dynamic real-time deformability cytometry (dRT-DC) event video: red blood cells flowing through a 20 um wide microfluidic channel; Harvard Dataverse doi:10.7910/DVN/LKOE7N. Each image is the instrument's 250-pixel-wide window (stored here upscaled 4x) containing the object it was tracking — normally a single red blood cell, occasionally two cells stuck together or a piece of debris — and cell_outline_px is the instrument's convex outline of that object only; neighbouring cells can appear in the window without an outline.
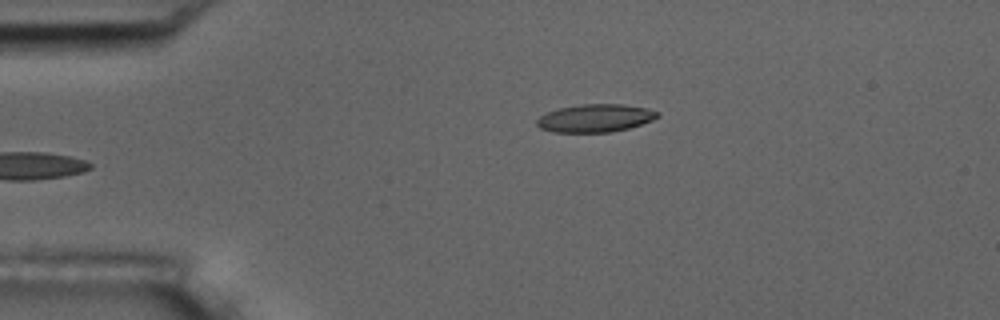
{"species": "common noctule bat (a hibernating species)", "species_latin": "Nyctalus noctula", "temperature_condition": "room temperature", "stored_images_in_passage": 39, "camera_frame_rate_fps": 3000, "um_per_image_px": 0.085, "animal": {"sex": "male", "body_mass_g": 17.5, "forearm_length_mm": 52.3}, "frame": {"image": 1, "passage_image": 1, "time_ms": 0.0, "image_size_px": [1000, 320], "cell_outline_px": [[660, 116], [652, 120], [628, 128], [612, 132], [552, 132], [540, 128], [536, 124], [536, 120], [540, 116], [556, 108], [580, 104], [624, 104], [648, 108], [660, 112]], "centroid_in_image_um": [50.6, 10.03], "position_along_channel_um": 34.4, "area_um2": 19.77}}
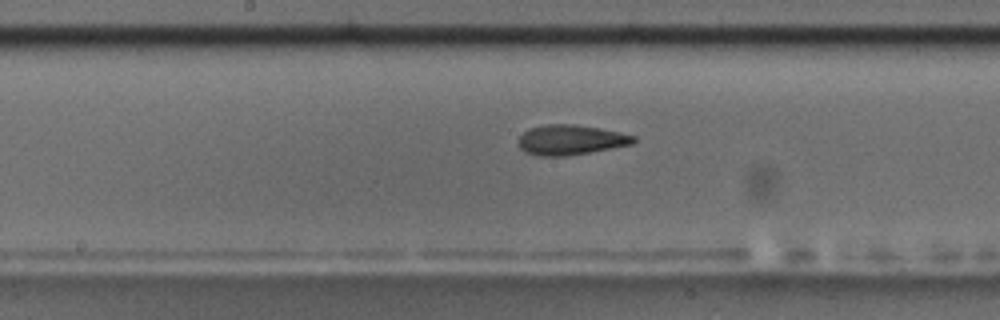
{"frame": {"image": 2, "passage_image": 18, "time_ms": 5.667, "image_size_px": [1000, 320], "cell_outline_px": [[636, 140], [632, 144], [588, 152], [564, 156], [540, 156], [524, 152], [516, 144], [520, 136], [528, 128], [548, 124], [572, 124], [600, 128], [620, 132], [636, 136]], "centroid_in_image_um": [48.46, 11.88], "position_along_channel_um": 199.7, "area_um2": 20.11}}
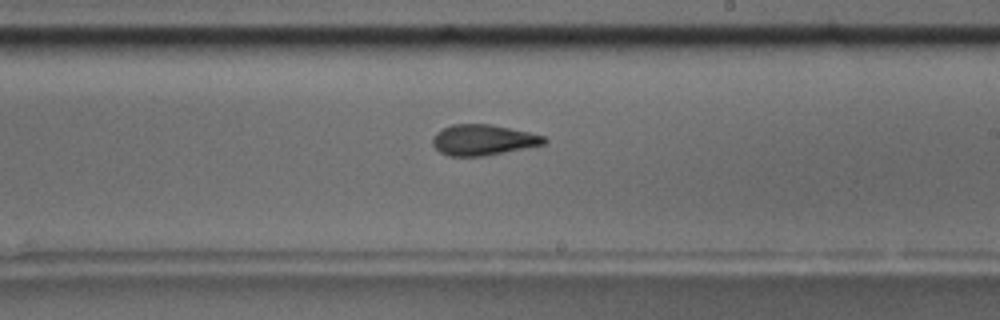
{"frame": {"image": 3, "passage_image": 22, "time_ms": 7.0, "image_size_px": [1000, 320], "cell_outline_px": [[548, 140], [544, 144], [484, 156], [448, 156], [440, 152], [432, 144], [432, 136], [436, 132], [452, 124], [492, 124], [528, 132], [544, 136]], "centroid_in_image_um": [41.03, 11.89], "position_along_channel_um": 248.0, "area_um2": 19.88}, "authors_computed_cell_mechanics": {"area_um2": 19.8832, "velocity_mm_per_s": 3.6324, "shape_relaxation_time_tau1_ms": 7.3576, "shape_relaxation_time_tau2_ms": 3.3458, "deformation_change_tau1": 0.2329, "deformation_change_tau2": 0.13}}